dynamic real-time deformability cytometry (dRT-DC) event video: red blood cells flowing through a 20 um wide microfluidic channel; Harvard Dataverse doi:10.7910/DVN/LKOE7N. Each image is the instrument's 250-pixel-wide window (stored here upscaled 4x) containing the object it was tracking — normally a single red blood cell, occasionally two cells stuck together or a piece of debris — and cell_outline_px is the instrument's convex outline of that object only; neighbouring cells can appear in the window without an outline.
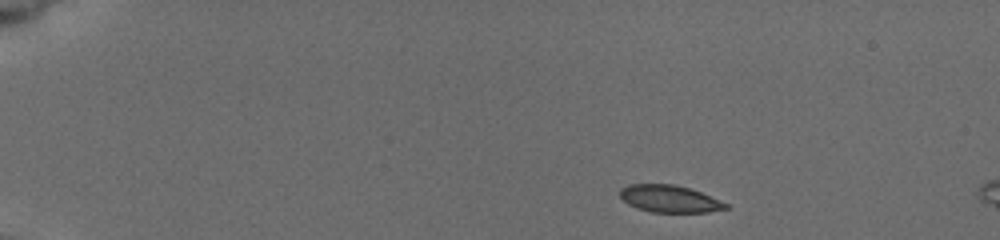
{"species": "common noctule bat (a hibernating species)", "species_latin": "Nyctalus noctula", "temperature_condition": "cold", "stored_images_in_passage": 4, "camera_frame_rate_fps": 3000, "um_per_image_px": 0.085, "animal": {"sex": "female", "body_mass_g": 19.5, "forearm_length_mm": 54.1}, "frame": {"image": 1, "passage_image": 1, "time_ms": 0.0, "image_size_px": [1000, 240], "cell_outline_px": [[728, 208], [708, 212], [652, 212], [636, 208], [628, 204], [620, 196], [620, 188], [628, 184], [672, 184], [688, 188], [700, 192], [728, 204]], "centroid_in_image_um": [56.87, 16.9], "position_along_channel_um": 28.1, "area_um2": 16.59}}